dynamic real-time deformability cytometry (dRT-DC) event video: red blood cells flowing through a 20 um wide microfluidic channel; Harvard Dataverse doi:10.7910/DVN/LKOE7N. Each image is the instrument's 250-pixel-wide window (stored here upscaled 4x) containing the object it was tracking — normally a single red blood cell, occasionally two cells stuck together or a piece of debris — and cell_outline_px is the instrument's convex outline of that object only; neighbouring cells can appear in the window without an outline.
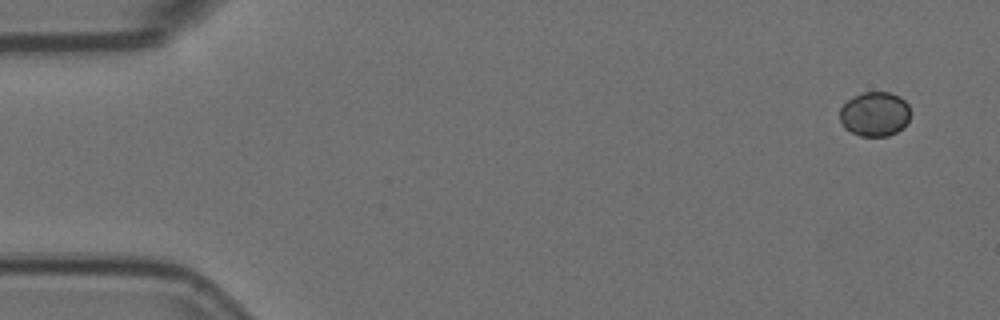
{"species": "Egyptian fruit bat (a non-hibernating species)", "species_latin": "Rousettus aegyptiacus", "temperature_condition": "room temperature", "stored_images_in_passage": 5, "segment_of_instrument_passage": [2, 2], "camera_frame_rate_fps": 3000, "um_per_image_px": 0.085, "animal": {"sex": "female"}, "frame": {"image": 1, "passage_image": 5, "time_ms": 1.333, "image_size_px": [1000, 320], "cell_outline_px": [[912, 112], [904, 128], [888, 136], [860, 136], [844, 128], [840, 120], [840, 108], [852, 96], [864, 92], [888, 92], [900, 96], [908, 104]], "centroid_in_image_um": [74.38, 9.69], "position_along_channel_um": 10.6, "area_um2": 18.55}}